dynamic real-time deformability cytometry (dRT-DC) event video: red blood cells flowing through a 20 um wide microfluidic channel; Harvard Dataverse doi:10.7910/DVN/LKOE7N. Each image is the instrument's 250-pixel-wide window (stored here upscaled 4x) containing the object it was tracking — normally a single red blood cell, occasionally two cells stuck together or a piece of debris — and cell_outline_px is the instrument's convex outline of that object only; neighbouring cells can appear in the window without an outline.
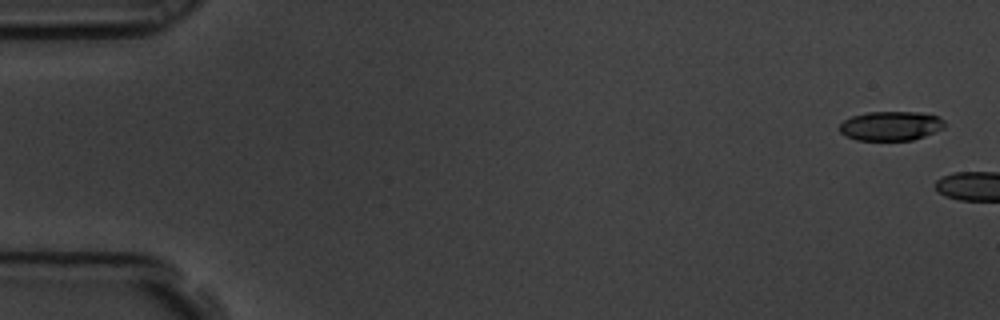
{"species": "common noctule bat (a hibernating species)", "species_latin": "Nyctalus noctula", "temperature_condition": "room temperature", "stored_images_in_passage": 2, "camera_frame_rate_fps": 3000, "um_per_image_px": 0.085, "animal": {"sex": "male", "body_mass_g": 19.5, "forearm_length_mm": 54.6}, "frame": {"image": 1, "passage_image": 1, "time_ms": 0.0, "image_size_px": [1000, 320], "cell_outline_px": [[944, 128], [924, 136], [912, 140], [856, 140], [844, 136], [840, 132], [840, 124], [844, 120], [852, 116], [868, 112], [920, 112], [940, 116], [944, 120]], "centroid_in_image_um": [75.72, 10.7], "position_along_channel_um": 9.3, "area_um2": 18.03}}